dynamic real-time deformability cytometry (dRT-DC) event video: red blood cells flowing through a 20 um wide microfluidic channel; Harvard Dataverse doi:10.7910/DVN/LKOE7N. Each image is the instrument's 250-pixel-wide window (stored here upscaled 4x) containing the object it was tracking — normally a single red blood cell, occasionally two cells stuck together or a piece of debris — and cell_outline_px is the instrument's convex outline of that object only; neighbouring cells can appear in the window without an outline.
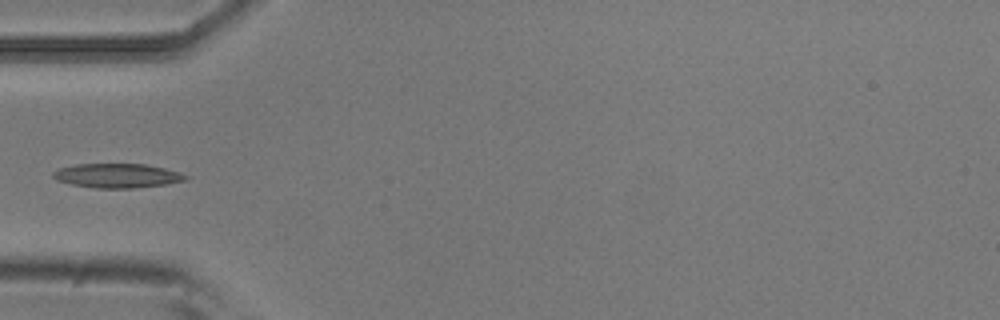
{"species": "common noctule bat (a hibernating species)", "species_latin": "Nyctalus noctula", "temperature_condition": "room temperature", "stored_images_in_passage": 5, "camera_frame_rate_fps": 3000, "um_per_image_px": 0.085, "animal": {"sex": "male", "body_mass_g": 20.5, "forearm_length_mm": 52.5}, "frame": {"image": 1, "passage_image": 4, "time_ms": 1.0, "image_size_px": [1000, 320], "cell_outline_px": [[188, 180], [164, 184], [132, 188], [96, 188], [72, 184], [56, 180], [52, 176], [52, 172], [60, 168], [76, 164], [144, 164], [164, 168], [180, 172], [188, 176]], "centroid_in_image_um": [9.96, 14.93], "position_along_channel_um": 75.0, "area_um2": 18.61}}
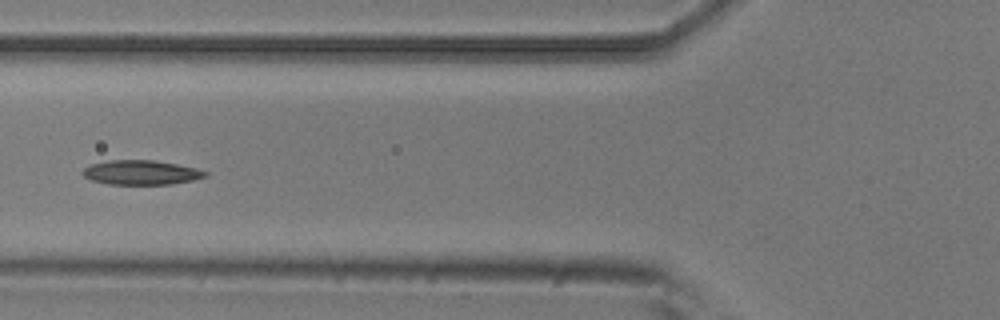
{"frame": {"image": 2, "passage_image": 5, "time_ms": 1.333, "image_size_px": [1000, 320], "cell_outline_px": [[208, 176], [192, 180], [172, 184], [108, 184], [92, 180], [84, 176], [80, 172], [84, 168], [92, 164], [108, 160], [152, 160], [176, 164], [196, 168], [208, 172]], "centroid_in_image_um": [11.99, 14.66], "position_along_channel_um": 113.8, "area_um2": 17.4}}